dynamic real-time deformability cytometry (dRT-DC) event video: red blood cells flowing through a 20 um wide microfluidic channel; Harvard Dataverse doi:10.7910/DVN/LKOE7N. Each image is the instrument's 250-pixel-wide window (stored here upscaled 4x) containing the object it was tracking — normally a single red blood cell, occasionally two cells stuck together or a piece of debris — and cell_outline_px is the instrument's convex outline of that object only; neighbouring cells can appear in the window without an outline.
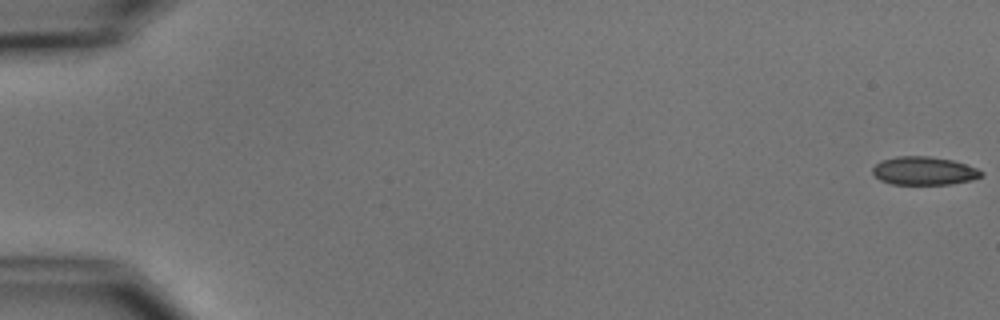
{"species": "common noctule bat (a hibernating species)", "species_latin": "Nyctalus noctula", "temperature_condition": "cold", "stored_images_in_passage": 7, "camera_frame_rate_fps": 3000, "um_per_image_px": 0.085, "animal": {"sex": "male", "body_mass_g": 15.6}, "frame": {"image": 1, "passage_image": 1, "time_ms": 0.0, "image_size_px": [1000, 320], "cell_outline_px": [[984, 172], [980, 176], [972, 180], [952, 184], [892, 184], [880, 180], [872, 172], [872, 168], [880, 160], [896, 156], [928, 156], [952, 160], [976, 168]], "centroid_in_image_um": [78.51, 14.52], "position_along_channel_um": 6.5, "area_um2": 17.86}}
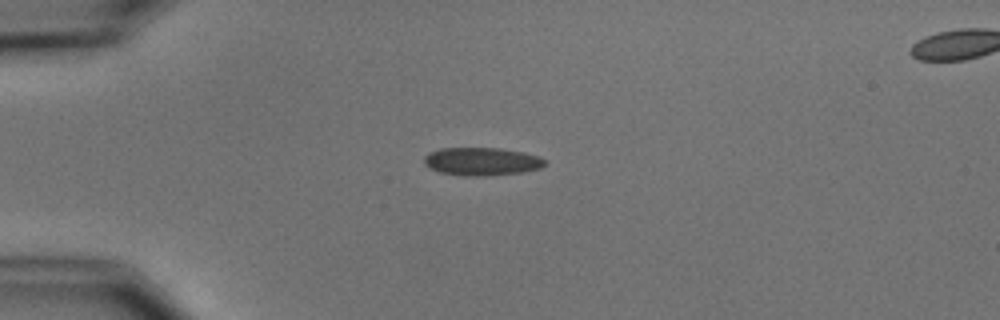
{"frame": {"image": 2, "passage_image": 5, "time_ms": 4.667, "image_size_px": [1000, 320], "cell_outline_px": [[548, 164], [540, 168], [524, 172], [488, 176], [464, 176], [440, 172], [428, 168], [424, 164], [424, 156], [428, 152], [440, 148], [500, 148], [524, 152], [540, 156], [548, 160]], "centroid_in_image_um": [40.98, 13.72], "position_along_channel_um": 44.0, "area_um2": 20.17}}